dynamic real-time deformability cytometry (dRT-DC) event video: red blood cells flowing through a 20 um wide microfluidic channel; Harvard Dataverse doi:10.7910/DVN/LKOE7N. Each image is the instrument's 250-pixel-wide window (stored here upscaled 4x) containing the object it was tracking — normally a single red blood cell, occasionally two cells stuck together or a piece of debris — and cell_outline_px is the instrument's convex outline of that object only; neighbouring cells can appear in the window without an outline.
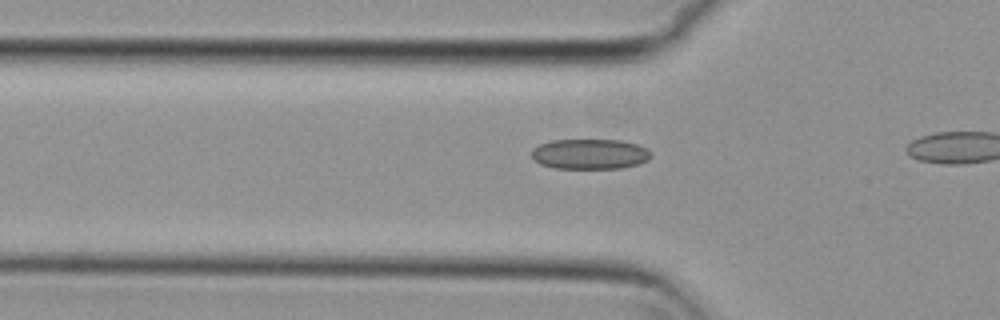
{"species": "common noctule bat (a hibernating species)", "species_latin": "Nyctalus noctula", "temperature_condition": "cold", "stored_images_in_passage": 5, "camera_frame_rate_fps": 3000, "um_per_image_px": 0.085, "animal": {"sex": "female", "body_mass_g": 29.2, "forearm_length_mm": 56.3}, "frame": {"image": 1, "passage_image": 3, "time_ms": 0.667, "image_size_px": [1000, 320], "cell_outline_px": [[652, 156], [648, 160], [636, 164], [620, 168], [556, 168], [540, 164], [532, 160], [532, 148], [540, 144], [552, 140], [620, 140], [636, 144], [652, 152]], "centroid_in_image_um": [50.11, 13.09], "position_along_channel_um": 75.7, "area_um2": 20.98}}